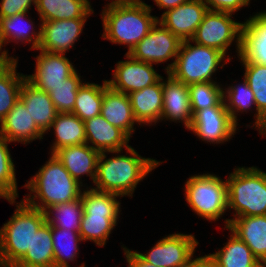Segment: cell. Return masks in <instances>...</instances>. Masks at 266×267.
<instances>
[{
  "label": "cell",
  "instance_id": "obj_15",
  "mask_svg": "<svg viewBox=\"0 0 266 267\" xmlns=\"http://www.w3.org/2000/svg\"><path fill=\"white\" fill-rule=\"evenodd\" d=\"M87 18L41 22V41L37 50L65 54L82 33Z\"/></svg>",
  "mask_w": 266,
  "mask_h": 267
},
{
  "label": "cell",
  "instance_id": "obj_40",
  "mask_svg": "<svg viewBox=\"0 0 266 267\" xmlns=\"http://www.w3.org/2000/svg\"><path fill=\"white\" fill-rule=\"evenodd\" d=\"M37 0H1L0 18H6L16 14L29 12L31 4H36Z\"/></svg>",
  "mask_w": 266,
  "mask_h": 267
},
{
  "label": "cell",
  "instance_id": "obj_39",
  "mask_svg": "<svg viewBox=\"0 0 266 267\" xmlns=\"http://www.w3.org/2000/svg\"><path fill=\"white\" fill-rule=\"evenodd\" d=\"M223 101L225 108L230 114L232 122L236 126L238 121L236 112H244L245 110L252 108V105L256 106L254 94L245 79L242 84H238V86H229L226 91H223Z\"/></svg>",
  "mask_w": 266,
  "mask_h": 267
},
{
  "label": "cell",
  "instance_id": "obj_7",
  "mask_svg": "<svg viewBox=\"0 0 266 267\" xmlns=\"http://www.w3.org/2000/svg\"><path fill=\"white\" fill-rule=\"evenodd\" d=\"M191 40L182 41L178 55L174 62L165 68L174 79L191 85L201 82H215L211 80L213 73L222 68L220 63L225 59V55L211 47L202 46Z\"/></svg>",
  "mask_w": 266,
  "mask_h": 267
},
{
  "label": "cell",
  "instance_id": "obj_22",
  "mask_svg": "<svg viewBox=\"0 0 266 267\" xmlns=\"http://www.w3.org/2000/svg\"><path fill=\"white\" fill-rule=\"evenodd\" d=\"M100 154V151L93 149L87 143L63 147L54 153L66 170L81 185L80 178L84 174L91 177L93 183L95 182Z\"/></svg>",
  "mask_w": 266,
  "mask_h": 267
},
{
  "label": "cell",
  "instance_id": "obj_26",
  "mask_svg": "<svg viewBox=\"0 0 266 267\" xmlns=\"http://www.w3.org/2000/svg\"><path fill=\"white\" fill-rule=\"evenodd\" d=\"M26 14L27 12H24L6 18H0V60H15V58L12 56L8 57V52L6 50L1 52V49L4 46L3 44L11 42V40H14L15 42L16 40L28 43L31 42L32 46L30 50L38 49L41 41V24L39 26L40 30L38 32L32 31L30 35L29 28L32 27L30 29H34L31 19H27L28 22L25 21L27 24L31 22L30 24H28V26H23L24 24L22 25L23 20H26L25 18H27Z\"/></svg>",
  "mask_w": 266,
  "mask_h": 267
},
{
  "label": "cell",
  "instance_id": "obj_44",
  "mask_svg": "<svg viewBox=\"0 0 266 267\" xmlns=\"http://www.w3.org/2000/svg\"><path fill=\"white\" fill-rule=\"evenodd\" d=\"M159 9L171 10L181 4L189 2L191 0H154Z\"/></svg>",
  "mask_w": 266,
  "mask_h": 267
},
{
  "label": "cell",
  "instance_id": "obj_46",
  "mask_svg": "<svg viewBox=\"0 0 266 267\" xmlns=\"http://www.w3.org/2000/svg\"><path fill=\"white\" fill-rule=\"evenodd\" d=\"M0 267H14V266H4V265H0Z\"/></svg>",
  "mask_w": 266,
  "mask_h": 267
},
{
  "label": "cell",
  "instance_id": "obj_12",
  "mask_svg": "<svg viewBox=\"0 0 266 267\" xmlns=\"http://www.w3.org/2000/svg\"><path fill=\"white\" fill-rule=\"evenodd\" d=\"M125 56L128 60L119 61L116 64L113 79L107 80L112 89L129 94L151 86L162 78L154 70L153 64L133 59L127 53Z\"/></svg>",
  "mask_w": 266,
  "mask_h": 267
},
{
  "label": "cell",
  "instance_id": "obj_23",
  "mask_svg": "<svg viewBox=\"0 0 266 267\" xmlns=\"http://www.w3.org/2000/svg\"><path fill=\"white\" fill-rule=\"evenodd\" d=\"M101 115L113 126L121 129L129 138L134 132L135 120L129 95L112 89L105 80Z\"/></svg>",
  "mask_w": 266,
  "mask_h": 267
},
{
  "label": "cell",
  "instance_id": "obj_2",
  "mask_svg": "<svg viewBox=\"0 0 266 267\" xmlns=\"http://www.w3.org/2000/svg\"><path fill=\"white\" fill-rule=\"evenodd\" d=\"M126 150L131 156L118 155L105 159L107 151L101 152L94 182L96 187L93 189L132 197L137 184L161 163L141 157L131 146Z\"/></svg>",
  "mask_w": 266,
  "mask_h": 267
},
{
  "label": "cell",
  "instance_id": "obj_28",
  "mask_svg": "<svg viewBox=\"0 0 266 267\" xmlns=\"http://www.w3.org/2000/svg\"><path fill=\"white\" fill-rule=\"evenodd\" d=\"M15 60H0V122L19 100L22 83L26 75L16 72Z\"/></svg>",
  "mask_w": 266,
  "mask_h": 267
},
{
  "label": "cell",
  "instance_id": "obj_29",
  "mask_svg": "<svg viewBox=\"0 0 266 267\" xmlns=\"http://www.w3.org/2000/svg\"><path fill=\"white\" fill-rule=\"evenodd\" d=\"M14 267H54L51 225L45 222L34 233L31 248Z\"/></svg>",
  "mask_w": 266,
  "mask_h": 267
},
{
  "label": "cell",
  "instance_id": "obj_5",
  "mask_svg": "<svg viewBox=\"0 0 266 267\" xmlns=\"http://www.w3.org/2000/svg\"><path fill=\"white\" fill-rule=\"evenodd\" d=\"M119 196L93 188L81 192L83 214L79 233L82 240L94 241L100 247L106 244L111 231L117 225L120 202L116 197Z\"/></svg>",
  "mask_w": 266,
  "mask_h": 267
},
{
  "label": "cell",
  "instance_id": "obj_14",
  "mask_svg": "<svg viewBox=\"0 0 266 267\" xmlns=\"http://www.w3.org/2000/svg\"><path fill=\"white\" fill-rule=\"evenodd\" d=\"M36 60L35 73L26 75V80L47 93L52 87L62 84L77 71L65 54L40 50V55L36 57Z\"/></svg>",
  "mask_w": 266,
  "mask_h": 267
},
{
  "label": "cell",
  "instance_id": "obj_3",
  "mask_svg": "<svg viewBox=\"0 0 266 267\" xmlns=\"http://www.w3.org/2000/svg\"><path fill=\"white\" fill-rule=\"evenodd\" d=\"M82 186L72 177L58 158L51 154L46 164L25 184L24 187L35 194L28 195V198L24 197V201L45 212L57 204L78 199L81 196L80 187ZM35 198H38L41 203L35 202Z\"/></svg>",
  "mask_w": 266,
  "mask_h": 267
},
{
  "label": "cell",
  "instance_id": "obj_8",
  "mask_svg": "<svg viewBox=\"0 0 266 267\" xmlns=\"http://www.w3.org/2000/svg\"><path fill=\"white\" fill-rule=\"evenodd\" d=\"M185 185L186 201L198 216L216 221L228 209L226 180L207 173L190 177Z\"/></svg>",
  "mask_w": 266,
  "mask_h": 267
},
{
  "label": "cell",
  "instance_id": "obj_27",
  "mask_svg": "<svg viewBox=\"0 0 266 267\" xmlns=\"http://www.w3.org/2000/svg\"><path fill=\"white\" fill-rule=\"evenodd\" d=\"M40 20L88 18L93 12L89 0H37Z\"/></svg>",
  "mask_w": 266,
  "mask_h": 267
},
{
  "label": "cell",
  "instance_id": "obj_37",
  "mask_svg": "<svg viewBox=\"0 0 266 267\" xmlns=\"http://www.w3.org/2000/svg\"><path fill=\"white\" fill-rule=\"evenodd\" d=\"M8 143L10 142L0 134V197L14 204L18 197L17 182Z\"/></svg>",
  "mask_w": 266,
  "mask_h": 267
},
{
  "label": "cell",
  "instance_id": "obj_41",
  "mask_svg": "<svg viewBox=\"0 0 266 267\" xmlns=\"http://www.w3.org/2000/svg\"><path fill=\"white\" fill-rule=\"evenodd\" d=\"M250 0H204L208 10L232 13L249 5Z\"/></svg>",
  "mask_w": 266,
  "mask_h": 267
},
{
  "label": "cell",
  "instance_id": "obj_45",
  "mask_svg": "<svg viewBox=\"0 0 266 267\" xmlns=\"http://www.w3.org/2000/svg\"><path fill=\"white\" fill-rule=\"evenodd\" d=\"M125 1H128V0H112V3H117V2H125Z\"/></svg>",
  "mask_w": 266,
  "mask_h": 267
},
{
  "label": "cell",
  "instance_id": "obj_43",
  "mask_svg": "<svg viewBox=\"0 0 266 267\" xmlns=\"http://www.w3.org/2000/svg\"><path fill=\"white\" fill-rule=\"evenodd\" d=\"M192 259L193 257L189 260L186 267H219L210 254Z\"/></svg>",
  "mask_w": 266,
  "mask_h": 267
},
{
  "label": "cell",
  "instance_id": "obj_21",
  "mask_svg": "<svg viewBox=\"0 0 266 267\" xmlns=\"http://www.w3.org/2000/svg\"><path fill=\"white\" fill-rule=\"evenodd\" d=\"M238 58L241 62L266 65V11L255 14L243 23Z\"/></svg>",
  "mask_w": 266,
  "mask_h": 267
},
{
  "label": "cell",
  "instance_id": "obj_17",
  "mask_svg": "<svg viewBox=\"0 0 266 267\" xmlns=\"http://www.w3.org/2000/svg\"><path fill=\"white\" fill-rule=\"evenodd\" d=\"M167 81H162L163 108L161 120L183 121L189 130L193 122L188 85L174 79L167 73Z\"/></svg>",
  "mask_w": 266,
  "mask_h": 267
},
{
  "label": "cell",
  "instance_id": "obj_34",
  "mask_svg": "<svg viewBox=\"0 0 266 267\" xmlns=\"http://www.w3.org/2000/svg\"><path fill=\"white\" fill-rule=\"evenodd\" d=\"M53 212H55V215ZM50 214H53V218H51ZM82 214L83 203L81 196L73 201L52 206L45 211L46 222L51 225V227L69 229L78 232L80 230Z\"/></svg>",
  "mask_w": 266,
  "mask_h": 267
},
{
  "label": "cell",
  "instance_id": "obj_19",
  "mask_svg": "<svg viewBox=\"0 0 266 267\" xmlns=\"http://www.w3.org/2000/svg\"><path fill=\"white\" fill-rule=\"evenodd\" d=\"M0 134L9 142L30 143L43 139L45 134L29 114L24 103L19 99L14 107L0 122Z\"/></svg>",
  "mask_w": 266,
  "mask_h": 267
},
{
  "label": "cell",
  "instance_id": "obj_31",
  "mask_svg": "<svg viewBox=\"0 0 266 267\" xmlns=\"http://www.w3.org/2000/svg\"><path fill=\"white\" fill-rule=\"evenodd\" d=\"M245 67L244 79L254 94L256 103L255 126L259 133L266 135V65L242 62Z\"/></svg>",
  "mask_w": 266,
  "mask_h": 267
},
{
  "label": "cell",
  "instance_id": "obj_9",
  "mask_svg": "<svg viewBox=\"0 0 266 267\" xmlns=\"http://www.w3.org/2000/svg\"><path fill=\"white\" fill-rule=\"evenodd\" d=\"M231 16L232 13L208 10L191 41L214 48L226 56L227 48L236 39L240 55L243 23L233 21Z\"/></svg>",
  "mask_w": 266,
  "mask_h": 267
},
{
  "label": "cell",
  "instance_id": "obj_24",
  "mask_svg": "<svg viewBox=\"0 0 266 267\" xmlns=\"http://www.w3.org/2000/svg\"><path fill=\"white\" fill-rule=\"evenodd\" d=\"M163 77L155 84L129 93L132 111L139 124H152L161 120L163 108Z\"/></svg>",
  "mask_w": 266,
  "mask_h": 267
},
{
  "label": "cell",
  "instance_id": "obj_6",
  "mask_svg": "<svg viewBox=\"0 0 266 267\" xmlns=\"http://www.w3.org/2000/svg\"><path fill=\"white\" fill-rule=\"evenodd\" d=\"M228 208L234 217L266 215V173L256 167H238L226 180Z\"/></svg>",
  "mask_w": 266,
  "mask_h": 267
},
{
  "label": "cell",
  "instance_id": "obj_4",
  "mask_svg": "<svg viewBox=\"0 0 266 267\" xmlns=\"http://www.w3.org/2000/svg\"><path fill=\"white\" fill-rule=\"evenodd\" d=\"M10 220L0 229V265L14 266L31 248L33 236L46 222L45 212L28 205L16 204Z\"/></svg>",
  "mask_w": 266,
  "mask_h": 267
},
{
  "label": "cell",
  "instance_id": "obj_42",
  "mask_svg": "<svg viewBox=\"0 0 266 267\" xmlns=\"http://www.w3.org/2000/svg\"><path fill=\"white\" fill-rule=\"evenodd\" d=\"M123 250L129 265L128 267H157L146 262L136 251H131L126 247H124Z\"/></svg>",
  "mask_w": 266,
  "mask_h": 267
},
{
  "label": "cell",
  "instance_id": "obj_35",
  "mask_svg": "<svg viewBox=\"0 0 266 267\" xmlns=\"http://www.w3.org/2000/svg\"><path fill=\"white\" fill-rule=\"evenodd\" d=\"M79 241L83 240L78 231L52 227L54 267H70L67 259L74 261L79 254L77 253Z\"/></svg>",
  "mask_w": 266,
  "mask_h": 267
},
{
  "label": "cell",
  "instance_id": "obj_1",
  "mask_svg": "<svg viewBox=\"0 0 266 267\" xmlns=\"http://www.w3.org/2000/svg\"><path fill=\"white\" fill-rule=\"evenodd\" d=\"M151 10V6L141 0L109 3L101 14L102 37L115 44H126L129 53L158 22V17L151 16Z\"/></svg>",
  "mask_w": 266,
  "mask_h": 267
},
{
  "label": "cell",
  "instance_id": "obj_18",
  "mask_svg": "<svg viewBox=\"0 0 266 267\" xmlns=\"http://www.w3.org/2000/svg\"><path fill=\"white\" fill-rule=\"evenodd\" d=\"M226 229L236 234L266 267V215L243 216L225 220Z\"/></svg>",
  "mask_w": 266,
  "mask_h": 267
},
{
  "label": "cell",
  "instance_id": "obj_33",
  "mask_svg": "<svg viewBox=\"0 0 266 267\" xmlns=\"http://www.w3.org/2000/svg\"><path fill=\"white\" fill-rule=\"evenodd\" d=\"M104 91L105 80L103 81V85L83 83L78 89L74 108L71 113L78 116L82 121L100 115Z\"/></svg>",
  "mask_w": 266,
  "mask_h": 267
},
{
  "label": "cell",
  "instance_id": "obj_30",
  "mask_svg": "<svg viewBox=\"0 0 266 267\" xmlns=\"http://www.w3.org/2000/svg\"><path fill=\"white\" fill-rule=\"evenodd\" d=\"M50 128L56 136L51 154L63 147L86 143L85 123L71 112L57 113Z\"/></svg>",
  "mask_w": 266,
  "mask_h": 267
},
{
  "label": "cell",
  "instance_id": "obj_25",
  "mask_svg": "<svg viewBox=\"0 0 266 267\" xmlns=\"http://www.w3.org/2000/svg\"><path fill=\"white\" fill-rule=\"evenodd\" d=\"M19 99L24 103L37 126L44 133L50 130L58 113L50 95L25 80L21 86Z\"/></svg>",
  "mask_w": 266,
  "mask_h": 267
},
{
  "label": "cell",
  "instance_id": "obj_20",
  "mask_svg": "<svg viewBox=\"0 0 266 267\" xmlns=\"http://www.w3.org/2000/svg\"><path fill=\"white\" fill-rule=\"evenodd\" d=\"M85 123L86 143L100 152L119 153L129 147L130 138L119 128L111 125L101 114ZM94 145V146H93Z\"/></svg>",
  "mask_w": 266,
  "mask_h": 267
},
{
  "label": "cell",
  "instance_id": "obj_36",
  "mask_svg": "<svg viewBox=\"0 0 266 267\" xmlns=\"http://www.w3.org/2000/svg\"><path fill=\"white\" fill-rule=\"evenodd\" d=\"M193 116L202 109L225 107L223 88L216 82H201L188 86Z\"/></svg>",
  "mask_w": 266,
  "mask_h": 267
},
{
  "label": "cell",
  "instance_id": "obj_38",
  "mask_svg": "<svg viewBox=\"0 0 266 267\" xmlns=\"http://www.w3.org/2000/svg\"><path fill=\"white\" fill-rule=\"evenodd\" d=\"M82 81L77 71L63 81L62 84L52 87L48 94L58 113L72 112Z\"/></svg>",
  "mask_w": 266,
  "mask_h": 267
},
{
  "label": "cell",
  "instance_id": "obj_11",
  "mask_svg": "<svg viewBox=\"0 0 266 267\" xmlns=\"http://www.w3.org/2000/svg\"><path fill=\"white\" fill-rule=\"evenodd\" d=\"M181 42L169 29L156 22L149 33L127 54L145 63H164L169 58L176 59Z\"/></svg>",
  "mask_w": 266,
  "mask_h": 267
},
{
  "label": "cell",
  "instance_id": "obj_16",
  "mask_svg": "<svg viewBox=\"0 0 266 267\" xmlns=\"http://www.w3.org/2000/svg\"><path fill=\"white\" fill-rule=\"evenodd\" d=\"M207 11L204 0H191L165 11L158 22L179 40L188 41L193 37Z\"/></svg>",
  "mask_w": 266,
  "mask_h": 267
},
{
  "label": "cell",
  "instance_id": "obj_10",
  "mask_svg": "<svg viewBox=\"0 0 266 267\" xmlns=\"http://www.w3.org/2000/svg\"><path fill=\"white\" fill-rule=\"evenodd\" d=\"M198 244L194 235L174 233L158 241L147 254H138L157 267H186Z\"/></svg>",
  "mask_w": 266,
  "mask_h": 267
},
{
  "label": "cell",
  "instance_id": "obj_32",
  "mask_svg": "<svg viewBox=\"0 0 266 267\" xmlns=\"http://www.w3.org/2000/svg\"><path fill=\"white\" fill-rule=\"evenodd\" d=\"M210 255L219 267H264L245 242L233 232L226 245Z\"/></svg>",
  "mask_w": 266,
  "mask_h": 267
},
{
  "label": "cell",
  "instance_id": "obj_13",
  "mask_svg": "<svg viewBox=\"0 0 266 267\" xmlns=\"http://www.w3.org/2000/svg\"><path fill=\"white\" fill-rule=\"evenodd\" d=\"M236 128L225 107H211L199 110L193 116L189 130L203 141L220 144L231 139Z\"/></svg>",
  "mask_w": 266,
  "mask_h": 267
}]
</instances>
